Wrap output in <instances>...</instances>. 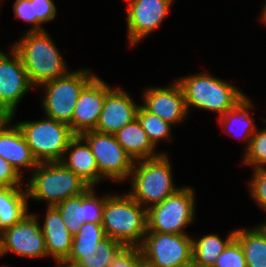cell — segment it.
Wrapping results in <instances>:
<instances>
[{
	"label": "cell",
	"mask_w": 266,
	"mask_h": 267,
	"mask_svg": "<svg viewBox=\"0 0 266 267\" xmlns=\"http://www.w3.org/2000/svg\"><path fill=\"white\" fill-rule=\"evenodd\" d=\"M12 48L20 55L28 79L36 89L69 72L68 66L52 38L44 31H25Z\"/></svg>",
	"instance_id": "6da1fadb"
},
{
	"label": "cell",
	"mask_w": 266,
	"mask_h": 267,
	"mask_svg": "<svg viewBox=\"0 0 266 267\" xmlns=\"http://www.w3.org/2000/svg\"><path fill=\"white\" fill-rule=\"evenodd\" d=\"M102 226L106 236L124 247H140L147 233V209L128 192L110 193L103 210Z\"/></svg>",
	"instance_id": "7a4b0ae2"
},
{
	"label": "cell",
	"mask_w": 266,
	"mask_h": 267,
	"mask_svg": "<svg viewBox=\"0 0 266 267\" xmlns=\"http://www.w3.org/2000/svg\"><path fill=\"white\" fill-rule=\"evenodd\" d=\"M183 91L187 110L199 108L224 115L230 111L246 94L230 82L207 72L194 73L176 80Z\"/></svg>",
	"instance_id": "3957f363"
},
{
	"label": "cell",
	"mask_w": 266,
	"mask_h": 267,
	"mask_svg": "<svg viewBox=\"0 0 266 267\" xmlns=\"http://www.w3.org/2000/svg\"><path fill=\"white\" fill-rule=\"evenodd\" d=\"M172 170L166 153L155 158L135 161L128 193L146 209L161 203L180 188L174 184Z\"/></svg>",
	"instance_id": "277c9868"
},
{
	"label": "cell",
	"mask_w": 266,
	"mask_h": 267,
	"mask_svg": "<svg viewBox=\"0 0 266 267\" xmlns=\"http://www.w3.org/2000/svg\"><path fill=\"white\" fill-rule=\"evenodd\" d=\"M25 182L28 198L55 206L84 193L90 186L62 162L38 163Z\"/></svg>",
	"instance_id": "5b68a950"
},
{
	"label": "cell",
	"mask_w": 266,
	"mask_h": 267,
	"mask_svg": "<svg viewBox=\"0 0 266 267\" xmlns=\"http://www.w3.org/2000/svg\"><path fill=\"white\" fill-rule=\"evenodd\" d=\"M95 76L88 68H81L80 70L69 71L62 77L40 85L39 87L44 91L41 108L45 112V117L66 123L71 128L77 99L82 89Z\"/></svg>",
	"instance_id": "8992f818"
},
{
	"label": "cell",
	"mask_w": 266,
	"mask_h": 267,
	"mask_svg": "<svg viewBox=\"0 0 266 267\" xmlns=\"http://www.w3.org/2000/svg\"><path fill=\"white\" fill-rule=\"evenodd\" d=\"M17 125L38 163L61 162L69 142L75 136L68 124L48 117L20 121Z\"/></svg>",
	"instance_id": "52a82bcc"
},
{
	"label": "cell",
	"mask_w": 266,
	"mask_h": 267,
	"mask_svg": "<svg viewBox=\"0 0 266 267\" xmlns=\"http://www.w3.org/2000/svg\"><path fill=\"white\" fill-rule=\"evenodd\" d=\"M195 191L180 187L161 203L147 209V232L187 234L186 226L195 221Z\"/></svg>",
	"instance_id": "ba28073f"
},
{
	"label": "cell",
	"mask_w": 266,
	"mask_h": 267,
	"mask_svg": "<svg viewBox=\"0 0 266 267\" xmlns=\"http://www.w3.org/2000/svg\"><path fill=\"white\" fill-rule=\"evenodd\" d=\"M81 136L94 155L98 168V183L102 179L118 183L130 179L134 161L117 142L114 134L90 130L83 132Z\"/></svg>",
	"instance_id": "9c48e42d"
},
{
	"label": "cell",
	"mask_w": 266,
	"mask_h": 267,
	"mask_svg": "<svg viewBox=\"0 0 266 267\" xmlns=\"http://www.w3.org/2000/svg\"><path fill=\"white\" fill-rule=\"evenodd\" d=\"M193 237L188 234L147 232L140 248L152 267H179L193 262Z\"/></svg>",
	"instance_id": "30bf717a"
},
{
	"label": "cell",
	"mask_w": 266,
	"mask_h": 267,
	"mask_svg": "<svg viewBox=\"0 0 266 267\" xmlns=\"http://www.w3.org/2000/svg\"><path fill=\"white\" fill-rule=\"evenodd\" d=\"M37 216L30 212L21 221L0 233L2 256L14 253L28 259L48 257L45 238Z\"/></svg>",
	"instance_id": "8fae6325"
},
{
	"label": "cell",
	"mask_w": 266,
	"mask_h": 267,
	"mask_svg": "<svg viewBox=\"0 0 266 267\" xmlns=\"http://www.w3.org/2000/svg\"><path fill=\"white\" fill-rule=\"evenodd\" d=\"M10 49V54L0 50V108L14 119L19 102L34 87L20 55L12 46Z\"/></svg>",
	"instance_id": "7c38bea8"
},
{
	"label": "cell",
	"mask_w": 266,
	"mask_h": 267,
	"mask_svg": "<svg viewBox=\"0 0 266 267\" xmlns=\"http://www.w3.org/2000/svg\"><path fill=\"white\" fill-rule=\"evenodd\" d=\"M173 3L174 0H127L128 44H138L160 27Z\"/></svg>",
	"instance_id": "4fadbf2b"
},
{
	"label": "cell",
	"mask_w": 266,
	"mask_h": 267,
	"mask_svg": "<svg viewBox=\"0 0 266 267\" xmlns=\"http://www.w3.org/2000/svg\"><path fill=\"white\" fill-rule=\"evenodd\" d=\"M142 96L141 105L171 125L183 123L189 115L182 88L176 80L167 87H146Z\"/></svg>",
	"instance_id": "5bb4252c"
},
{
	"label": "cell",
	"mask_w": 266,
	"mask_h": 267,
	"mask_svg": "<svg viewBox=\"0 0 266 267\" xmlns=\"http://www.w3.org/2000/svg\"><path fill=\"white\" fill-rule=\"evenodd\" d=\"M95 189V187H89L84 193L55 205L73 237L83 223H102L103 210L109 194L97 196Z\"/></svg>",
	"instance_id": "9a60e30c"
},
{
	"label": "cell",
	"mask_w": 266,
	"mask_h": 267,
	"mask_svg": "<svg viewBox=\"0 0 266 267\" xmlns=\"http://www.w3.org/2000/svg\"><path fill=\"white\" fill-rule=\"evenodd\" d=\"M112 89L97 75L82 89L71 120V131L75 135L96 128L105 97Z\"/></svg>",
	"instance_id": "2e32d148"
},
{
	"label": "cell",
	"mask_w": 266,
	"mask_h": 267,
	"mask_svg": "<svg viewBox=\"0 0 266 267\" xmlns=\"http://www.w3.org/2000/svg\"><path fill=\"white\" fill-rule=\"evenodd\" d=\"M137 105L129 92L114 87L105 97L103 109L94 129L100 133L115 134L137 118Z\"/></svg>",
	"instance_id": "e0dca14e"
},
{
	"label": "cell",
	"mask_w": 266,
	"mask_h": 267,
	"mask_svg": "<svg viewBox=\"0 0 266 267\" xmlns=\"http://www.w3.org/2000/svg\"><path fill=\"white\" fill-rule=\"evenodd\" d=\"M12 121L10 117L0 126V156L23 176L22 168L33 171L38 162L34 159L17 122L13 124Z\"/></svg>",
	"instance_id": "ac0fdd59"
},
{
	"label": "cell",
	"mask_w": 266,
	"mask_h": 267,
	"mask_svg": "<svg viewBox=\"0 0 266 267\" xmlns=\"http://www.w3.org/2000/svg\"><path fill=\"white\" fill-rule=\"evenodd\" d=\"M40 224L48 256L57 263L65 261L71 251L73 236L64 224L59 210L55 206H47L44 221Z\"/></svg>",
	"instance_id": "d6986e66"
},
{
	"label": "cell",
	"mask_w": 266,
	"mask_h": 267,
	"mask_svg": "<svg viewBox=\"0 0 266 267\" xmlns=\"http://www.w3.org/2000/svg\"><path fill=\"white\" fill-rule=\"evenodd\" d=\"M67 155V156H66ZM61 162L90 187L98 184V168L91 147L81 135H75Z\"/></svg>",
	"instance_id": "ffe728a7"
},
{
	"label": "cell",
	"mask_w": 266,
	"mask_h": 267,
	"mask_svg": "<svg viewBox=\"0 0 266 267\" xmlns=\"http://www.w3.org/2000/svg\"><path fill=\"white\" fill-rule=\"evenodd\" d=\"M114 135L117 142L134 162L155 158L162 154L161 151L160 153L156 151L157 147L151 143L137 118L118 130Z\"/></svg>",
	"instance_id": "44dd1931"
},
{
	"label": "cell",
	"mask_w": 266,
	"mask_h": 267,
	"mask_svg": "<svg viewBox=\"0 0 266 267\" xmlns=\"http://www.w3.org/2000/svg\"><path fill=\"white\" fill-rule=\"evenodd\" d=\"M253 101L246 95L230 111L220 116L218 123L224 132L230 136L244 139L245 150L248 148L250 139L256 133L254 119L251 117L250 110L255 108Z\"/></svg>",
	"instance_id": "7402d4cb"
},
{
	"label": "cell",
	"mask_w": 266,
	"mask_h": 267,
	"mask_svg": "<svg viewBox=\"0 0 266 267\" xmlns=\"http://www.w3.org/2000/svg\"><path fill=\"white\" fill-rule=\"evenodd\" d=\"M28 199L26 186H0V233L29 214Z\"/></svg>",
	"instance_id": "603a6c76"
},
{
	"label": "cell",
	"mask_w": 266,
	"mask_h": 267,
	"mask_svg": "<svg viewBox=\"0 0 266 267\" xmlns=\"http://www.w3.org/2000/svg\"><path fill=\"white\" fill-rule=\"evenodd\" d=\"M105 237L102 223H83L73 237L71 251L65 262L76 264L82 257L96 255L98 244Z\"/></svg>",
	"instance_id": "cb8c5ba5"
},
{
	"label": "cell",
	"mask_w": 266,
	"mask_h": 267,
	"mask_svg": "<svg viewBox=\"0 0 266 267\" xmlns=\"http://www.w3.org/2000/svg\"><path fill=\"white\" fill-rule=\"evenodd\" d=\"M235 239L240 243L247 267H266V235L256 225L235 229Z\"/></svg>",
	"instance_id": "d4e9b609"
},
{
	"label": "cell",
	"mask_w": 266,
	"mask_h": 267,
	"mask_svg": "<svg viewBox=\"0 0 266 267\" xmlns=\"http://www.w3.org/2000/svg\"><path fill=\"white\" fill-rule=\"evenodd\" d=\"M236 230L230 231L225 239L217 234L203 235L193 240V263L202 266H213L219 255L235 238Z\"/></svg>",
	"instance_id": "484cf974"
},
{
	"label": "cell",
	"mask_w": 266,
	"mask_h": 267,
	"mask_svg": "<svg viewBox=\"0 0 266 267\" xmlns=\"http://www.w3.org/2000/svg\"><path fill=\"white\" fill-rule=\"evenodd\" d=\"M137 119L155 147L162 140H167L169 143L173 141L171 135L173 125L151 114L142 105L138 108Z\"/></svg>",
	"instance_id": "4316f807"
},
{
	"label": "cell",
	"mask_w": 266,
	"mask_h": 267,
	"mask_svg": "<svg viewBox=\"0 0 266 267\" xmlns=\"http://www.w3.org/2000/svg\"><path fill=\"white\" fill-rule=\"evenodd\" d=\"M123 247L120 242L106 236L99 242L96 255L82 257L76 264L79 267H108Z\"/></svg>",
	"instance_id": "83f0119b"
},
{
	"label": "cell",
	"mask_w": 266,
	"mask_h": 267,
	"mask_svg": "<svg viewBox=\"0 0 266 267\" xmlns=\"http://www.w3.org/2000/svg\"><path fill=\"white\" fill-rule=\"evenodd\" d=\"M264 124L266 119L264 118ZM258 130V131H257ZM250 139L249 146L244 150L243 165H248L252 169L266 168V127L257 129Z\"/></svg>",
	"instance_id": "f1b7e54d"
},
{
	"label": "cell",
	"mask_w": 266,
	"mask_h": 267,
	"mask_svg": "<svg viewBox=\"0 0 266 267\" xmlns=\"http://www.w3.org/2000/svg\"><path fill=\"white\" fill-rule=\"evenodd\" d=\"M213 267H247L243 249L235 238L219 255Z\"/></svg>",
	"instance_id": "f546056e"
},
{
	"label": "cell",
	"mask_w": 266,
	"mask_h": 267,
	"mask_svg": "<svg viewBox=\"0 0 266 267\" xmlns=\"http://www.w3.org/2000/svg\"><path fill=\"white\" fill-rule=\"evenodd\" d=\"M253 176L248 182V192L254 202L266 211V168L253 169Z\"/></svg>",
	"instance_id": "4dcf8cb0"
},
{
	"label": "cell",
	"mask_w": 266,
	"mask_h": 267,
	"mask_svg": "<svg viewBox=\"0 0 266 267\" xmlns=\"http://www.w3.org/2000/svg\"><path fill=\"white\" fill-rule=\"evenodd\" d=\"M52 0H32L33 17H37V31H44L45 22L55 20L57 9Z\"/></svg>",
	"instance_id": "1f68e13d"
},
{
	"label": "cell",
	"mask_w": 266,
	"mask_h": 267,
	"mask_svg": "<svg viewBox=\"0 0 266 267\" xmlns=\"http://www.w3.org/2000/svg\"><path fill=\"white\" fill-rule=\"evenodd\" d=\"M142 261L140 247H123L108 267H138Z\"/></svg>",
	"instance_id": "d6a6232c"
},
{
	"label": "cell",
	"mask_w": 266,
	"mask_h": 267,
	"mask_svg": "<svg viewBox=\"0 0 266 267\" xmlns=\"http://www.w3.org/2000/svg\"><path fill=\"white\" fill-rule=\"evenodd\" d=\"M22 177L9 162L0 156V186H23L25 181Z\"/></svg>",
	"instance_id": "836d02e7"
},
{
	"label": "cell",
	"mask_w": 266,
	"mask_h": 267,
	"mask_svg": "<svg viewBox=\"0 0 266 267\" xmlns=\"http://www.w3.org/2000/svg\"><path fill=\"white\" fill-rule=\"evenodd\" d=\"M13 11L15 18L22 19V21L32 25L28 31H37V17H33L32 0H15Z\"/></svg>",
	"instance_id": "e575fe53"
},
{
	"label": "cell",
	"mask_w": 266,
	"mask_h": 267,
	"mask_svg": "<svg viewBox=\"0 0 266 267\" xmlns=\"http://www.w3.org/2000/svg\"><path fill=\"white\" fill-rule=\"evenodd\" d=\"M10 118L1 108H0V126Z\"/></svg>",
	"instance_id": "d590c367"
},
{
	"label": "cell",
	"mask_w": 266,
	"mask_h": 267,
	"mask_svg": "<svg viewBox=\"0 0 266 267\" xmlns=\"http://www.w3.org/2000/svg\"><path fill=\"white\" fill-rule=\"evenodd\" d=\"M265 4H264V6H263V8H262V13H261V15H260V20H261V22H263V24H265L266 25V1L264 2Z\"/></svg>",
	"instance_id": "8d00e7d4"
},
{
	"label": "cell",
	"mask_w": 266,
	"mask_h": 267,
	"mask_svg": "<svg viewBox=\"0 0 266 267\" xmlns=\"http://www.w3.org/2000/svg\"><path fill=\"white\" fill-rule=\"evenodd\" d=\"M56 264L58 265V267H79L77 264H72L65 261Z\"/></svg>",
	"instance_id": "74e56055"
},
{
	"label": "cell",
	"mask_w": 266,
	"mask_h": 267,
	"mask_svg": "<svg viewBox=\"0 0 266 267\" xmlns=\"http://www.w3.org/2000/svg\"><path fill=\"white\" fill-rule=\"evenodd\" d=\"M261 230L262 232L266 235V221L264 223H261V224H258L257 225Z\"/></svg>",
	"instance_id": "f35d334b"
},
{
	"label": "cell",
	"mask_w": 266,
	"mask_h": 267,
	"mask_svg": "<svg viewBox=\"0 0 266 267\" xmlns=\"http://www.w3.org/2000/svg\"><path fill=\"white\" fill-rule=\"evenodd\" d=\"M138 267H152V266H150V265L146 264L144 261H142V262L138 265Z\"/></svg>",
	"instance_id": "ab89813d"
},
{
	"label": "cell",
	"mask_w": 266,
	"mask_h": 267,
	"mask_svg": "<svg viewBox=\"0 0 266 267\" xmlns=\"http://www.w3.org/2000/svg\"><path fill=\"white\" fill-rule=\"evenodd\" d=\"M179 267H194V263H193V262H191V263H188V264H185V265L179 266Z\"/></svg>",
	"instance_id": "60d3db41"
},
{
	"label": "cell",
	"mask_w": 266,
	"mask_h": 267,
	"mask_svg": "<svg viewBox=\"0 0 266 267\" xmlns=\"http://www.w3.org/2000/svg\"><path fill=\"white\" fill-rule=\"evenodd\" d=\"M3 257L2 256V249H1V237H0V258ZM0 267H9V266H0Z\"/></svg>",
	"instance_id": "b9f144b4"
},
{
	"label": "cell",
	"mask_w": 266,
	"mask_h": 267,
	"mask_svg": "<svg viewBox=\"0 0 266 267\" xmlns=\"http://www.w3.org/2000/svg\"><path fill=\"white\" fill-rule=\"evenodd\" d=\"M194 267H213V266H202V265H196V264H194Z\"/></svg>",
	"instance_id": "7bdbcfd3"
}]
</instances>
